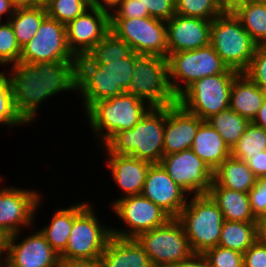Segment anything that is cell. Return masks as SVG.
<instances>
[{"label":"cell","mask_w":266,"mask_h":267,"mask_svg":"<svg viewBox=\"0 0 266 267\" xmlns=\"http://www.w3.org/2000/svg\"><path fill=\"white\" fill-rule=\"evenodd\" d=\"M76 60L67 44L66 25L47 16L21 48L19 76L47 99L71 80Z\"/></svg>","instance_id":"1"},{"label":"cell","mask_w":266,"mask_h":267,"mask_svg":"<svg viewBox=\"0 0 266 267\" xmlns=\"http://www.w3.org/2000/svg\"><path fill=\"white\" fill-rule=\"evenodd\" d=\"M165 106L150 107L131 129L116 133L105 148L113 154L159 164L163 155Z\"/></svg>","instance_id":"2"},{"label":"cell","mask_w":266,"mask_h":267,"mask_svg":"<svg viewBox=\"0 0 266 267\" xmlns=\"http://www.w3.org/2000/svg\"><path fill=\"white\" fill-rule=\"evenodd\" d=\"M147 105L144 100L123 92L93 103L85 112L92 131L106 144L116 133L133 128L150 108Z\"/></svg>","instance_id":"3"},{"label":"cell","mask_w":266,"mask_h":267,"mask_svg":"<svg viewBox=\"0 0 266 267\" xmlns=\"http://www.w3.org/2000/svg\"><path fill=\"white\" fill-rule=\"evenodd\" d=\"M193 253H204L220 241L223 214L208 194L193 195L176 218Z\"/></svg>","instance_id":"4"},{"label":"cell","mask_w":266,"mask_h":267,"mask_svg":"<svg viewBox=\"0 0 266 267\" xmlns=\"http://www.w3.org/2000/svg\"><path fill=\"white\" fill-rule=\"evenodd\" d=\"M125 93L144 100L150 107H164L178 102L170 86L167 59L138 54L135 57L132 80Z\"/></svg>","instance_id":"5"},{"label":"cell","mask_w":266,"mask_h":267,"mask_svg":"<svg viewBox=\"0 0 266 267\" xmlns=\"http://www.w3.org/2000/svg\"><path fill=\"white\" fill-rule=\"evenodd\" d=\"M210 45L228 68L239 73L249 67L257 46L231 11L212 20Z\"/></svg>","instance_id":"6"},{"label":"cell","mask_w":266,"mask_h":267,"mask_svg":"<svg viewBox=\"0 0 266 267\" xmlns=\"http://www.w3.org/2000/svg\"><path fill=\"white\" fill-rule=\"evenodd\" d=\"M89 203L74 204V222L60 260L97 259L112 236L111 229L101 225Z\"/></svg>","instance_id":"7"},{"label":"cell","mask_w":266,"mask_h":267,"mask_svg":"<svg viewBox=\"0 0 266 267\" xmlns=\"http://www.w3.org/2000/svg\"><path fill=\"white\" fill-rule=\"evenodd\" d=\"M166 59L170 86L177 98L195 81L222 74L228 69L210 44L195 50L168 54ZM178 81H183L184 87Z\"/></svg>","instance_id":"8"},{"label":"cell","mask_w":266,"mask_h":267,"mask_svg":"<svg viewBox=\"0 0 266 267\" xmlns=\"http://www.w3.org/2000/svg\"><path fill=\"white\" fill-rule=\"evenodd\" d=\"M238 73L228 68L222 74L199 79L178 97V103L206 121L212 115L229 108L232 83Z\"/></svg>","instance_id":"9"},{"label":"cell","mask_w":266,"mask_h":267,"mask_svg":"<svg viewBox=\"0 0 266 267\" xmlns=\"http://www.w3.org/2000/svg\"><path fill=\"white\" fill-rule=\"evenodd\" d=\"M4 72H0V123L12 127L32 123L46 99L17 73L7 76Z\"/></svg>","instance_id":"10"},{"label":"cell","mask_w":266,"mask_h":267,"mask_svg":"<svg viewBox=\"0 0 266 267\" xmlns=\"http://www.w3.org/2000/svg\"><path fill=\"white\" fill-rule=\"evenodd\" d=\"M136 240L153 265L167 267L188 259L192 254L182 224L171 218L165 225L141 233Z\"/></svg>","instance_id":"11"},{"label":"cell","mask_w":266,"mask_h":267,"mask_svg":"<svg viewBox=\"0 0 266 267\" xmlns=\"http://www.w3.org/2000/svg\"><path fill=\"white\" fill-rule=\"evenodd\" d=\"M110 31L137 54L167 58L166 21L153 18L110 19Z\"/></svg>","instance_id":"12"},{"label":"cell","mask_w":266,"mask_h":267,"mask_svg":"<svg viewBox=\"0 0 266 267\" xmlns=\"http://www.w3.org/2000/svg\"><path fill=\"white\" fill-rule=\"evenodd\" d=\"M112 209L129 226L128 231L114 230L113 236L136 239L141 233L165 225L171 217L148 198L140 195L122 197L112 202Z\"/></svg>","instance_id":"13"},{"label":"cell","mask_w":266,"mask_h":267,"mask_svg":"<svg viewBox=\"0 0 266 267\" xmlns=\"http://www.w3.org/2000/svg\"><path fill=\"white\" fill-rule=\"evenodd\" d=\"M160 164L188 194L208 193L213 181V171L191 149L163 155Z\"/></svg>","instance_id":"14"},{"label":"cell","mask_w":266,"mask_h":267,"mask_svg":"<svg viewBox=\"0 0 266 267\" xmlns=\"http://www.w3.org/2000/svg\"><path fill=\"white\" fill-rule=\"evenodd\" d=\"M40 194L16 187L0 190V232L5 236L20 233V226H30L36 215L35 210L42 201Z\"/></svg>","instance_id":"15"},{"label":"cell","mask_w":266,"mask_h":267,"mask_svg":"<svg viewBox=\"0 0 266 267\" xmlns=\"http://www.w3.org/2000/svg\"><path fill=\"white\" fill-rule=\"evenodd\" d=\"M19 233L5 239V267H59V254L40 232L27 236L17 244Z\"/></svg>","instance_id":"16"},{"label":"cell","mask_w":266,"mask_h":267,"mask_svg":"<svg viewBox=\"0 0 266 267\" xmlns=\"http://www.w3.org/2000/svg\"><path fill=\"white\" fill-rule=\"evenodd\" d=\"M66 25L69 50L77 58L86 56L110 31V12L91 6Z\"/></svg>","instance_id":"17"},{"label":"cell","mask_w":266,"mask_h":267,"mask_svg":"<svg viewBox=\"0 0 266 267\" xmlns=\"http://www.w3.org/2000/svg\"><path fill=\"white\" fill-rule=\"evenodd\" d=\"M186 194L188 193L172 180L160 163L151 164L146 174L142 196L151 200L171 218H177L187 204Z\"/></svg>","instance_id":"18"},{"label":"cell","mask_w":266,"mask_h":267,"mask_svg":"<svg viewBox=\"0 0 266 267\" xmlns=\"http://www.w3.org/2000/svg\"><path fill=\"white\" fill-rule=\"evenodd\" d=\"M66 90L79 91L87 110L93 103L111 98V79L102 65H95L86 56H80L71 80L60 92Z\"/></svg>","instance_id":"19"},{"label":"cell","mask_w":266,"mask_h":267,"mask_svg":"<svg viewBox=\"0 0 266 267\" xmlns=\"http://www.w3.org/2000/svg\"><path fill=\"white\" fill-rule=\"evenodd\" d=\"M203 122L178 102L165 106L164 155L191 149L198 128Z\"/></svg>","instance_id":"20"},{"label":"cell","mask_w":266,"mask_h":267,"mask_svg":"<svg viewBox=\"0 0 266 267\" xmlns=\"http://www.w3.org/2000/svg\"><path fill=\"white\" fill-rule=\"evenodd\" d=\"M211 20L175 14L166 21L167 55L210 44Z\"/></svg>","instance_id":"21"},{"label":"cell","mask_w":266,"mask_h":267,"mask_svg":"<svg viewBox=\"0 0 266 267\" xmlns=\"http://www.w3.org/2000/svg\"><path fill=\"white\" fill-rule=\"evenodd\" d=\"M108 152L107 165L110 167L112 178L118 184L125 196L140 195L150 162L143 161L129 155H118Z\"/></svg>","instance_id":"22"},{"label":"cell","mask_w":266,"mask_h":267,"mask_svg":"<svg viewBox=\"0 0 266 267\" xmlns=\"http://www.w3.org/2000/svg\"><path fill=\"white\" fill-rule=\"evenodd\" d=\"M102 267H151L150 258L136 239L111 236L100 255Z\"/></svg>","instance_id":"23"},{"label":"cell","mask_w":266,"mask_h":267,"mask_svg":"<svg viewBox=\"0 0 266 267\" xmlns=\"http://www.w3.org/2000/svg\"><path fill=\"white\" fill-rule=\"evenodd\" d=\"M266 93L245 73H238L232 83L229 108L250 122L258 114Z\"/></svg>","instance_id":"24"},{"label":"cell","mask_w":266,"mask_h":267,"mask_svg":"<svg viewBox=\"0 0 266 267\" xmlns=\"http://www.w3.org/2000/svg\"><path fill=\"white\" fill-rule=\"evenodd\" d=\"M207 194L222 212L224 220L256 222V217L251 210L248 193L219 187L212 181Z\"/></svg>","instance_id":"25"},{"label":"cell","mask_w":266,"mask_h":267,"mask_svg":"<svg viewBox=\"0 0 266 267\" xmlns=\"http://www.w3.org/2000/svg\"><path fill=\"white\" fill-rule=\"evenodd\" d=\"M191 150L214 170L231 155L230 148L224 143L221 135L204 121L198 128Z\"/></svg>","instance_id":"26"},{"label":"cell","mask_w":266,"mask_h":267,"mask_svg":"<svg viewBox=\"0 0 266 267\" xmlns=\"http://www.w3.org/2000/svg\"><path fill=\"white\" fill-rule=\"evenodd\" d=\"M213 181L219 187L248 193L255 186L258 178L246 161L230 155L214 170Z\"/></svg>","instance_id":"27"},{"label":"cell","mask_w":266,"mask_h":267,"mask_svg":"<svg viewBox=\"0 0 266 267\" xmlns=\"http://www.w3.org/2000/svg\"><path fill=\"white\" fill-rule=\"evenodd\" d=\"M231 12L257 45H266V4L254 0L242 2Z\"/></svg>","instance_id":"28"},{"label":"cell","mask_w":266,"mask_h":267,"mask_svg":"<svg viewBox=\"0 0 266 267\" xmlns=\"http://www.w3.org/2000/svg\"><path fill=\"white\" fill-rule=\"evenodd\" d=\"M46 17L47 11L44 6L15 9L14 14L7 21H9L14 30L20 48L25 46L35 36Z\"/></svg>","instance_id":"29"},{"label":"cell","mask_w":266,"mask_h":267,"mask_svg":"<svg viewBox=\"0 0 266 267\" xmlns=\"http://www.w3.org/2000/svg\"><path fill=\"white\" fill-rule=\"evenodd\" d=\"M256 240V222L224 220L218 245L244 254Z\"/></svg>","instance_id":"30"},{"label":"cell","mask_w":266,"mask_h":267,"mask_svg":"<svg viewBox=\"0 0 266 267\" xmlns=\"http://www.w3.org/2000/svg\"><path fill=\"white\" fill-rule=\"evenodd\" d=\"M74 222V205L60 209L53 215L51 222L41 228L46 241L60 255L66 248Z\"/></svg>","instance_id":"31"},{"label":"cell","mask_w":266,"mask_h":267,"mask_svg":"<svg viewBox=\"0 0 266 267\" xmlns=\"http://www.w3.org/2000/svg\"><path fill=\"white\" fill-rule=\"evenodd\" d=\"M206 121L221 135L230 150L250 123L247 118L242 117L230 108L212 115Z\"/></svg>","instance_id":"32"},{"label":"cell","mask_w":266,"mask_h":267,"mask_svg":"<svg viewBox=\"0 0 266 267\" xmlns=\"http://www.w3.org/2000/svg\"><path fill=\"white\" fill-rule=\"evenodd\" d=\"M131 52V47L124 40L109 31L86 57L95 65H105L108 61L126 58Z\"/></svg>","instance_id":"33"},{"label":"cell","mask_w":266,"mask_h":267,"mask_svg":"<svg viewBox=\"0 0 266 267\" xmlns=\"http://www.w3.org/2000/svg\"><path fill=\"white\" fill-rule=\"evenodd\" d=\"M266 150V130L252 122L231 149V156L247 161L251 156Z\"/></svg>","instance_id":"34"},{"label":"cell","mask_w":266,"mask_h":267,"mask_svg":"<svg viewBox=\"0 0 266 267\" xmlns=\"http://www.w3.org/2000/svg\"><path fill=\"white\" fill-rule=\"evenodd\" d=\"M137 55V53L132 51L126 58L108 61V64L102 65L111 79V97L125 92L131 83L133 66Z\"/></svg>","instance_id":"35"},{"label":"cell","mask_w":266,"mask_h":267,"mask_svg":"<svg viewBox=\"0 0 266 267\" xmlns=\"http://www.w3.org/2000/svg\"><path fill=\"white\" fill-rule=\"evenodd\" d=\"M176 14L213 20L225 10L218 0H175Z\"/></svg>","instance_id":"36"},{"label":"cell","mask_w":266,"mask_h":267,"mask_svg":"<svg viewBox=\"0 0 266 267\" xmlns=\"http://www.w3.org/2000/svg\"><path fill=\"white\" fill-rule=\"evenodd\" d=\"M90 7L91 4L87 0H49L45 6L47 16L64 25L82 15Z\"/></svg>","instance_id":"37"},{"label":"cell","mask_w":266,"mask_h":267,"mask_svg":"<svg viewBox=\"0 0 266 267\" xmlns=\"http://www.w3.org/2000/svg\"><path fill=\"white\" fill-rule=\"evenodd\" d=\"M21 56V48L17 43L14 30L7 21L0 24V64L6 65L12 63V72L19 75V60Z\"/></svg>","instance_id":"38"},{"label":"cell","mask_w":266,"mask_h":267,"mask_svg":"<svg viewBox=\"0 0 266 267\" xmlns=\"http://www.w3.org/2000/svg\"><path fill=\"white\" fill-rule=\"evenodd\" d=\"M204 256L211 267H244L243 254L217 245L207 249Z\"/></svg>","instance_id":"39"},{"label":"cell","mask_w":266,"mask_h":267,"mask_svg":"<svg viewBox=\"0 0 266 267\" xmlns=\"http://www.w3.org/2000/svg\"><path fill=\"white\" fill-rule=\"evenodd\" d=\"M266 93V45H257L249 67L243 72Z\"/></svg>","instance_id":"40"},{"label":"cell","mask_w":266,"mask_h":267,"mask_svg":"<svg viewBox=\"0 0 266 267\" xmlns=\"http://www.w3.org/2000/svg\"><path fill=\"white\" fill-rule=\"evenodd\" d=\"M116 13L110 11V19H133L150 17L140 0H122L116 6Z\"/></svg>","instance_id":"41"},{"label":"cell","mask_w":266,"mask_h":267,"mask_svg":"<svg viewBox=\"0 0 266 267\" xmlns=\"http://www.w3.org/2000/svg\"><path fill=\"white\" fill-rule=\"evenodd\" d=\"M149 16L164 21L170 20L176 14L175 0H140Z\"/></svg>","instance_id":"42"},{"label":"cell","mask_w":266,"mask_h":267,"mask_svg":"<svg viewBox=\"0 0 266 267\" xmlns=\"http://www.w3.org/2000/svg\"><path fill=\"white\" fill-rule=\"evenodd\" d=\"M248 195L253 215L256 218L266 215V178L258 179Z\"/></svg>","instance_id":"43"},{"label":"cell","mask_w":266,"mask_h":267,"mask_svg":"<svg viewBox=\"0 0 266 267\" xmlns=\"http://www.w3.org/2000/svg\"><path fill=\"white\" fill-rule=\"evenodd\" d=\"M244 267H266V245L257 240L243 254Z\"/></svg>","instance_id":"44"},{"label":"cell","mask_w":266,"mask_h":267,"mask_svg":"<svg viewBox=\"0 0 266 267\" xmlns=\"http://www.w3.org/2000/svg\"><path fill=\"white\" fill-rule=\"evenodd\" d=\"M246 162L258 179L266 178V150L251 156Z\"/></svg>","instance_id":"45"},{"label":"cell","mask_w":266,"mask_h":267,"mask_svg":"<svg viewBox=\"0 0 266 267\" xmlns=\"http://www.w3.org/2000/svg\"><path fill=\"white\" fill-rule=\"evenodd\" d=\"M167 267H211V265L204 254L193 253L188 259L168 265Z\"/></svg>","instance_id":"46"},{"label":"cell","mask_w":266,"mask_h":267,"mask_svg":"<svg viewBox=\"0 0 266 267\" xmlns=\"http://www.w3.org/2000/svg\"><path fill=\"white\" fill-rule=\"evenodd\" d=\"M59 267H102V264H101L100 258L60 260Z\"/></svg>","instance_id":"47"},{"label":"cell","mask_w":266,"mask_h":267,"mask_svg":"<svg viewBox=\"0 0 266 267\" xmlns=\"http://www.w3.org/2000/svg\"><path fill=\"white\" fill-rule=\"evenodd\" d=\"M257 241L266 245V215L256 218Z\"/></svg>","instance_id":"48"},{"label":"cell","mask_w":266,"mask_h":267,"mask_svg":"<svg viewBox=\"0 0 266 267\" xmlns=\"http://www.w3.org/2000/svg\"><path fill=\"white\" fill-rule=\"evenodd\" d=\"M252 123L266 130V99L264 100L262 106L258 111V114L253 119Z\"/></svg>","instance_id":"49"},{"label":"cell","mask_w":266,"mask_h":267,"mask_svg":"<svg viewBox=\"0 0 266 267\" xmlns=\"http://www.w3.org/2000/svg\"><path fill=\"white\" fill-rule=\"evenodd\" d=\"M122 0H93V7L100 8L105 11H109L108 9H115Z\"/></svg>","instance_id":"50"},{"label":"cell","mask_w":266,"mask_h":267,"mask_svg":"<svg viewBox=\"0 0 266 267\" xmlns=\"http://www.w3.org/2000/svg\"><path fill=\"white\" fill-rule=\"evenodd\" d=\"M15 9H16L15 6L11 3L10 0H0V22H1V16L3 14H8L9 18L14 14Z\"/></svg>","instance_id":"51"},{"label":"cell","mask_w":266,"mask_h":267,"mask_svg":"<svg viewBox=\"0 0 266 267\" xmlns=\"http://www.w3.org/2000/svg\"><path fill=\"white\" fill-rule=\"evenodd\" d=\"M247 1L251 0H218L219 4L223 7L225 11H231L238 4Z\"/></svg>","instance_id":"52"},{"label":"cell","mask_w":266,"mask_h":267,"mask_svg":"<svg viewBox=\"0 0 266 267\" xmlns=\"http://www.w3.org/2000/svg\"><path fill=\"white\" fill-rule=\"evenodd\" d=\"M15 8L30 7V0H10Z\"/></svg>","instance_id":"53"},{"label":"cell","mask_w":266,"mask_h":267,"mask_svg":"<svg viewBox=\"0 0 266 267\" xmlns=\"http://www.w3.org/2000/svg\"><path fill=\"white\" fill-rule=\"evenodd\" d=\"M5 239H6V237L0 232V264L3 261L2 257L4 255H2V254H4V251H5Z\"/></svg>","instance_id":"54"},{"label":"cell","mask_w":266,"mask_h":267,"mask_svg":"<svg viewBox=\"0 0 266 267\" xmlns=\"http://www.w3.org/2000/svg\"><path fill=\"white\" fill-rule=\"evenodd\" d=\"M49 0H30V7L31 6H46Z\"/></svg>","instance_id":"55"},{"label":"cell","mask_w":266,"mask_h":267,"mask_svg":"<svg viewBox=\"0 0 266 267\" xmlns=\"http://www.w3.org/2000/svg\"><path fill=\"white\" fill-rule=\"evenodd\" d=\"M254 1L259 2V3L266 4V0H254Z\"/></svg>","instance_id":"56"},{"label":"cell","mask_w":266,"mask_h":267,"mask_svg":"<svg viewBox=\"0 0 266 267\" xmlns=\"http://www.w3.org/2000/svg\"><path fill=\"white\" fill-rule=\"evenodd\" d=\"M90 4H91V6H92V4H93V0H87Z\"/></svg>","instance_id":"57"}]
</instances>
